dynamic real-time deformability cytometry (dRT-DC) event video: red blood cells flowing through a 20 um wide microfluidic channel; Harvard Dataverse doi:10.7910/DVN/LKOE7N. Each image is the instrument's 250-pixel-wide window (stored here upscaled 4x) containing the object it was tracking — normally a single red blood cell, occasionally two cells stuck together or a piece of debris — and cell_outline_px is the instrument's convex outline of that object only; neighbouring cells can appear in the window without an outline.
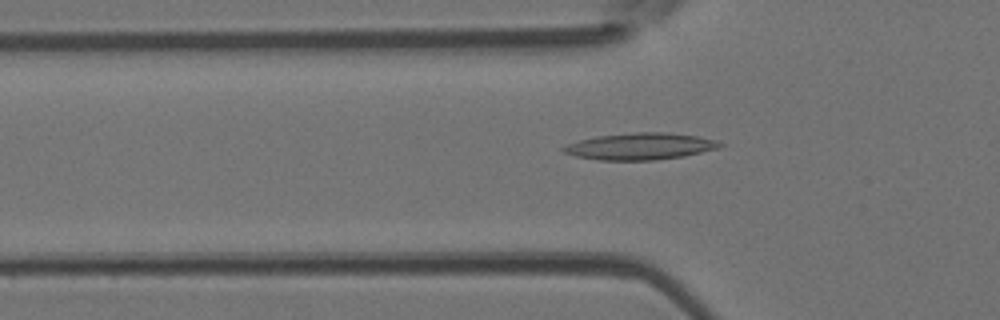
{"species": "Egyptian fruit bat (a non-hibernating species)", "species_latin": "Rousettus aegyptiacus", "temperature_condition": "room temperature", "stored_images_in_passage": 51, "camera_frame_rate_fps": 3000, "um_per_image_px": 0.085, "animal": {"sex": "female"}, "frame": {"image": 1, "passage_image": 16, "time_ms": 5.0, "image_size_px": [1000, 320], "cell_outline_px": [[724, 144], [720, 148], [684, 156], [652, 160], [600, 160], [576, 156], [564, 152], [560, 148], [568, 144], [580, 140], [596, 136], [636, 132], [664, 132], [696, 136], [716, 140]], "centroid_in_image_um": [54.43, 12.44], "position_along_channel_um": 71.4, "area_um2": 24.22}}
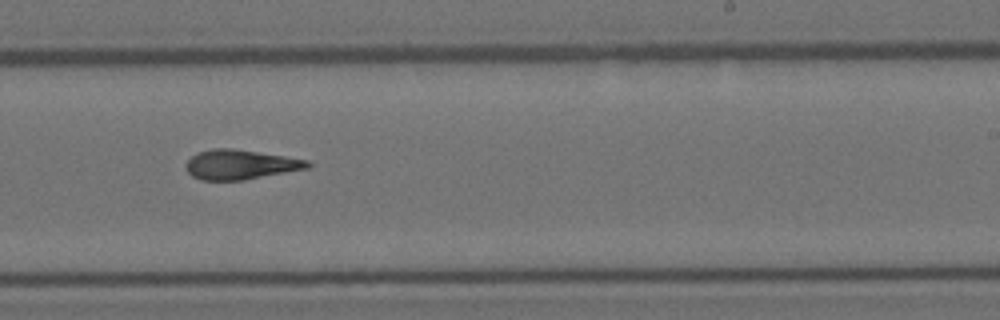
{"frame": {"image": 2, "passage_image": 31, "time_ms": 10.0, "image_size_px": [1000, 320], "cell_outline_px": [[312, 164], [308, 168], [244, 180], [200, 180], [192, 176], [188, 172], [184, 164], [196, 152], [212, 148], [232, 148], [284, 156], [308, 160]], "centroid_in_image_um": [20.39, 13.98], "position_along_channel_um": 268.6, "area_um2": 21.04}}
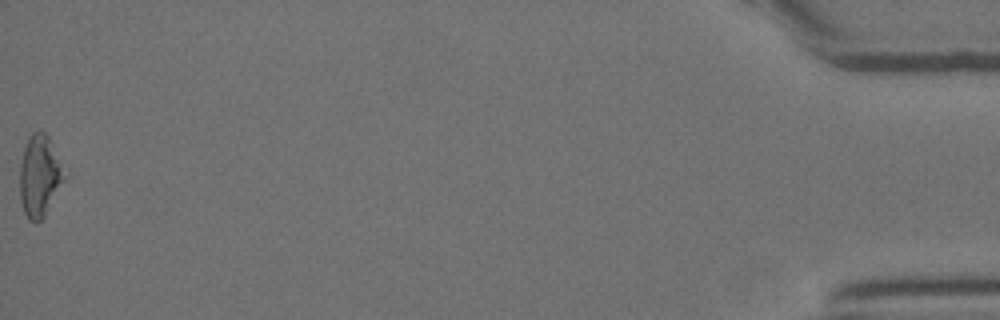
{"frame": {"image": 3, "passage_image": 51, "time_ms": 16.667, "image_size_px": [1000, 320], "cell_outline_px": [[68, 176], [44, 216], [36, 224], [28, 220], [24, 212], [20, 200], [20, 164], [24, 148], [28, 136], [32, 132], [40, 128], [48, 136]], "centroid_in_image_um": [3.38, 14.94], "position_along_channel_um": 431.8, "area_um2": 21.56}, "authors_computed_cell_mechanics": {"area_um2": 21.5594, "velocity_mm_per_s": 3.9258, "shape_relaxation_time_tau1_ms": null, "shape_relaxation_time_tau2_ms": 4.2835, "deformation_change_tau1": null, "deformation_change_tau2": 0.1553}}